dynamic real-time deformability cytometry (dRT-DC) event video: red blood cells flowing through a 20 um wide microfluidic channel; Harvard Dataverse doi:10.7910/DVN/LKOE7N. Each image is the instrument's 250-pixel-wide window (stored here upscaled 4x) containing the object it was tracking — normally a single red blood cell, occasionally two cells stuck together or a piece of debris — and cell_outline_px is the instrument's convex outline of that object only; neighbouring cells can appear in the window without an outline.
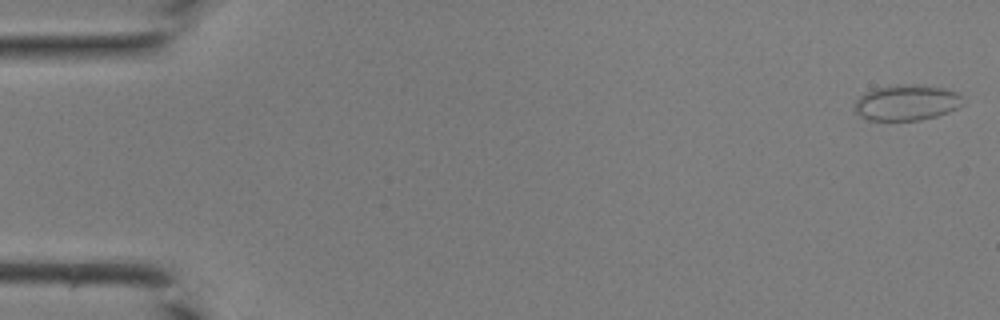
{"species": "common noctule bat (a hibernating species)", "species_latin": "Nyctalus noctula", "temperature_condition": "room temperature", "stored_images_in_passage": 44, "camera_frame_rate_fps": 3000, "um_per_image_px": 0.085, "animal": {"sex": "male", "body_mass_g": 19.0, "forearm_length_mm": 50.8}, "frame": {"image": 1, "passage_image": 1, "time_ms": 0.0, "image_size_px": [1000, 320], "cell_outline_px": [[960, 104], [956, 108], [948, 112], [936, 116], [920, 120], [868, 120], [860, 116], [852, 108], [856, 100], [864, 92], [876, 88], [904, 84], [916, 84], [944, 88], [956, 92], [960, 96]], "centroid_in_image_um": [76.99, 8.72], "position_along_channel_um": 8.0, "area_um2": 22.37}}
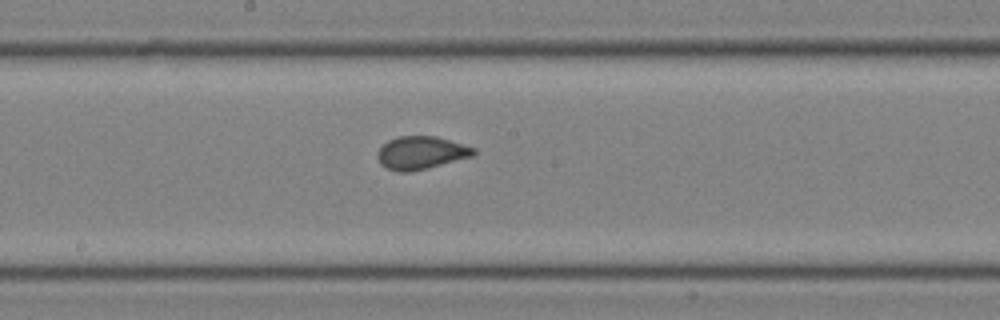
{"frame": {"image": 2, "passage_image": 24, "time_ms": 7.667, "image_size_px": [1000, 320], "cell_outline_px": [[476, 152], [472, 156], [428, 168], [408, 172], [400, 172], [388, 168], [380, 164], [380, 148], [388, 140], [396, 136], [436, 136], [476, 148]], "centroid_in_image_um": [35.82, 12.98], "position_along_channel_um": 212.4, "area_um2": 18.15}}
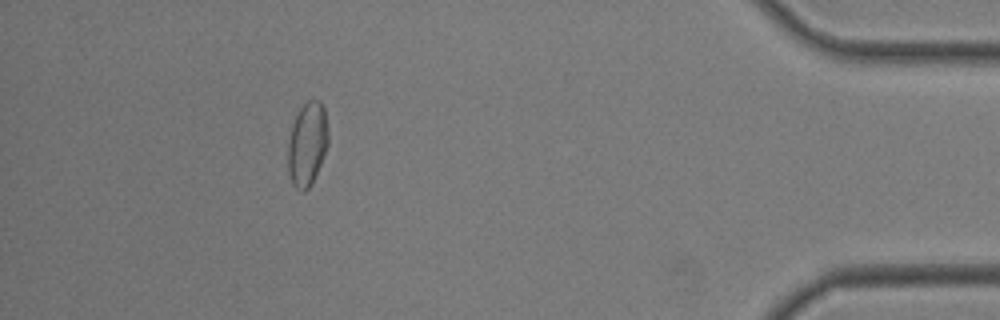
{"frame": {"image": 3, "passage_image": 40, "time_ms": 13.0, "image_size_px": [1000, 320], "cell_outline_px": [[328, 144], [312, 184], [304, 192], [296, 188], [292, 184], [288, 172], [288, 140], [292, 124], [300, 108], [308, 100], [320, 100], [324, 108], [328, 128]], "centroid_in_image_um": [26.11, 12.24], "position_along_channel_um": 409.1, "area_um2": 19.71}}